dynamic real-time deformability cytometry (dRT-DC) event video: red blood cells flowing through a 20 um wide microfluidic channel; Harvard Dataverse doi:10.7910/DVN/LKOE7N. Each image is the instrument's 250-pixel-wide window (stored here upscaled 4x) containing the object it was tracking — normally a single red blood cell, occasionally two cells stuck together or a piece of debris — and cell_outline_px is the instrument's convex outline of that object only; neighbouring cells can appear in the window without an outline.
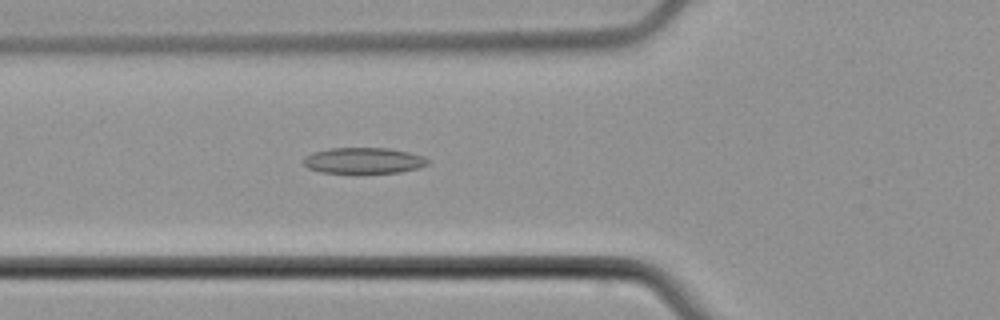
{"species": "common noctule bat (a hibernating species)", "species_latin": "Nyctalus noctula", "temperature_condition": "cold", "stored_images_in_passage": 38, "camera_frame_rate_fps": 3000, "um_per_image_px": 0.085, "animal": {"sex": "male", "body_mass_g": 21.5, "forearm_length_mm": 52.0}, "frame": {"image": 1, "passage_image": 7, "time_ms": 2.0, "image_size_px": [1000, 320], "cell_outline_px": [[428, 164], [420, 168], [400, 172], [356, 176], [320, 172], [308, 168], [304, 164], [304, 156], [312, 152], [328, 148], [388, 148], [408, 152], [424, 156], [428, 160]], "centroid_in_image_um": [30.88, 13.7], "position_along_channel_um": 94.9, "area_um2": 19.83}}
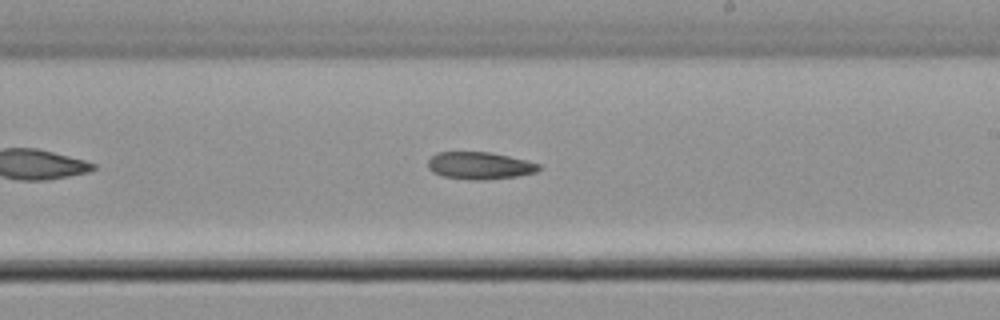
{"frame": {"image": 2, "passage_image": 18, "time_ms": 5.667, "image_size_px": [1000, 320], "cell_outline_px": [[540, 168], [536, 172], [516, 176], [488, 180], [468, 180], [444, 176], [432, 172], [428, 168], [428, 160], [436, 152], [492, 152], [540, 164]], "centroid_in_image_um": [40.74, 14.08], "position_along_channel_um": 248.3, "area_um2": 17.63}}
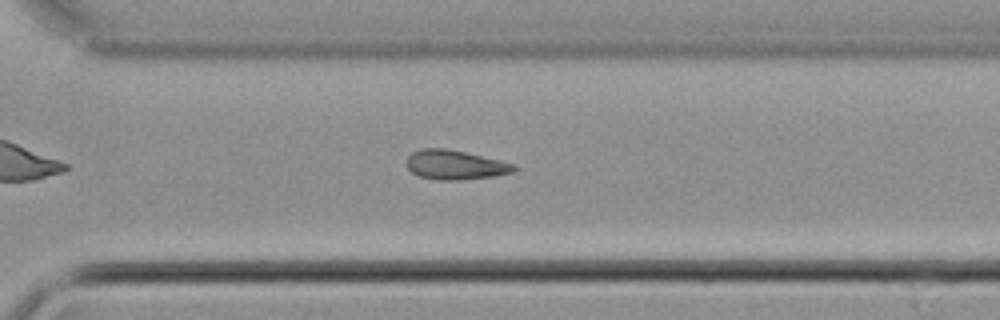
{"frame": {"image": 3, "passage_image": 24, "time_ms": 7.667, "image_size_px": [1000, 320], "cell_outline_px": [[516, 168], [512, 172], [496, 176], [460, 180], [440, 180], [420, 176], [412, 172], [408, 168], [408, 156], [412, 152], [420, 148], [444, 148], [464, 152], [516, 164]], "centroid_in_image_um": [38.69, 14.01], "position_along_channel_um": 331.9, "area_um2": 18.21}}